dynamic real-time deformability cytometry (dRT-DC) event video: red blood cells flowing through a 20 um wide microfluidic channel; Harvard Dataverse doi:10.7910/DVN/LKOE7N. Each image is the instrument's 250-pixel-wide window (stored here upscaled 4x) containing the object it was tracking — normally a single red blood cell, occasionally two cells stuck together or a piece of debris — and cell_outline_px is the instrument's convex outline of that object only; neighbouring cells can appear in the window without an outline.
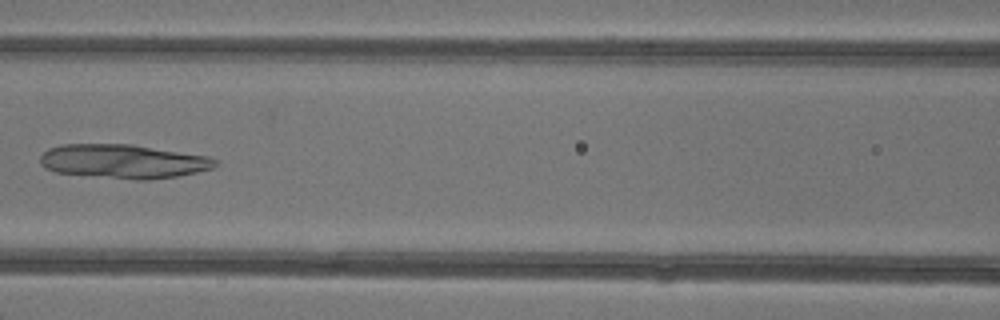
{"species": "common noctule bat (a hibernating species)", "species_latin": "Nyctalus noctula", "temperature_condition": "warm", "stored_images_in_passage": 7, "camera_frame_rate_fps": 3000, "um_per_image_px": 0.085, "animal": {"sex": "female"}, "frame": {"image": 1, "passage_image": 7, "time_ms": 7.0, "image_size_px": [1000, 320], "cell_outline_px": [[216, 164], [212, 168], [196, 172], [176, 176], [148, 180], [136, 180], [56, 172], [44, 168], [40, 164], [40, 156], [48, 148], [60, 144], [132, 144], [208, 156], [216, 160]], "centroid_in_image_um": [10.44, 13.71], "position_along_channel_um": 156.2, "area_um2": 34.62}}